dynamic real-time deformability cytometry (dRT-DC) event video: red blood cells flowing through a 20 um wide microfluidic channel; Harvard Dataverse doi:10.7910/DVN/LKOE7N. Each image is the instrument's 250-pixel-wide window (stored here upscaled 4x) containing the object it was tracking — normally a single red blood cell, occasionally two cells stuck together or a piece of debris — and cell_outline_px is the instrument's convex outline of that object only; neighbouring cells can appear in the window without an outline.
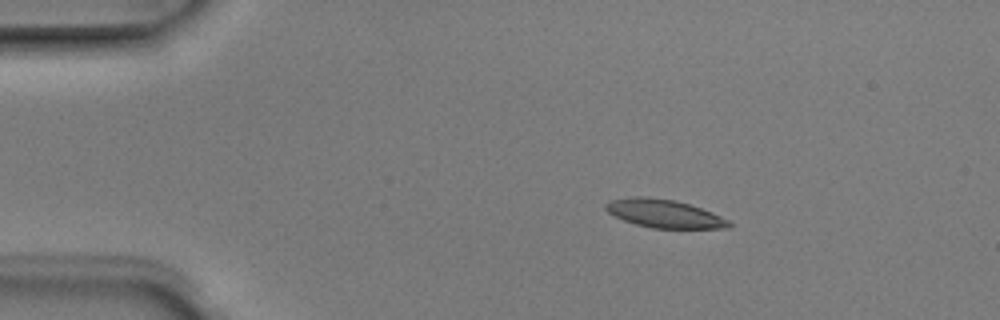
{"species": "Egyptian fruit bat (a non-hibernating species)", "species_latin": "Rousettus aegyptiacus", "temperature_condition": "room temperature", "stored_images_in_passage": 5, "camera_frame_rate_fps": 3000, "um_per_image_px": 0.085, "animal": {"sex": "male"}, "frame": {"image": 1, "passage_image": 2, "time_ms": 0.333, "image_size_px": [1000, 320], "cell_outline_px": [[732, 224], [728, 228], [652, 228], [636, 224], [624, 220], [608, 212], [604, 208], [604, 204], [608, 200], [632, 196], [648, 196], [676, 200], [712, 212], [732, 220]], "centroid_in_image_um": [56.46, 18.14], "position_along_channel_um": 28.5, "area_um2": 20.46}}
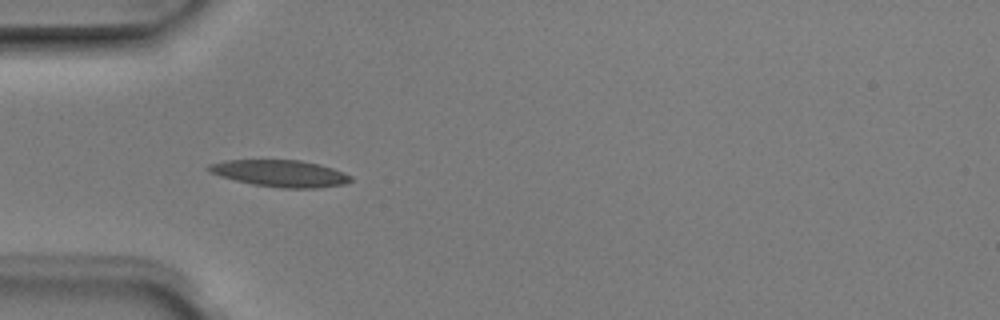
{"frame": {"image": 2, "passage_image": 4, "time_ms": 1.0, "image_size_px": [1000, 320], "cell_outline_px": [[352, 180], [344, 184], [316, 188], [280, 188], [252, 184], [220, 176], [208, 172], [204, 168], [208, 164], [224, 160], [300, 160], [332, 168], [344, 172], [352, 176]], "centroid_in_image_um": [23.77, 14.74], "position_along_channel_um": 61.2, "area_um2": 22.2}}
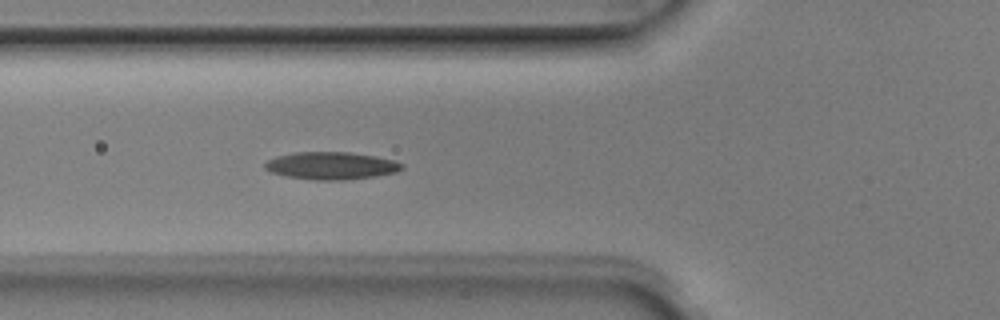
{"frame": {"image": 3, "passage_image": 5, "time_ms": 1.333, "image_size_px": [1000, 320], "cell_outline_px": [[404, 168], [396, 172], [376, 176], [348, 180], [316, 180], [288, 176], [268, 172], [264, 168], [264, 164], [268, 160], [276, 156], [292, 152], [348, 152], [376, 156], [396, 160], [404, 164]], "centroid_in_image_um": [28.17, 14.08], "position_along_channel_um": 97.6, "area_um2": 22.2}}